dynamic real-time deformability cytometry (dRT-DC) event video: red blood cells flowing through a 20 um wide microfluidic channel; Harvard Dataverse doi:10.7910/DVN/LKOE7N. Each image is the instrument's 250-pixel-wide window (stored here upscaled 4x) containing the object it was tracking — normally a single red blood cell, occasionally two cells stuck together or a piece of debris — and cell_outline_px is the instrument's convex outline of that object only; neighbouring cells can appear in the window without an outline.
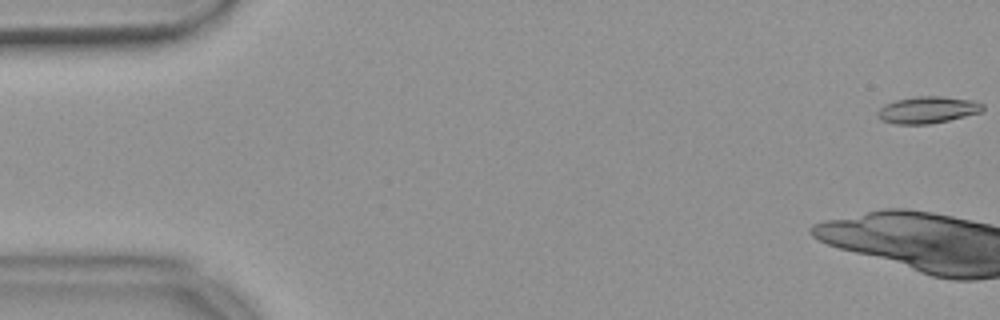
{"species": "common noctule bat (a hibernating species)", "species_latin": "Nyctalus noctula", "temperature_condition": "warm", "stored_images_in_passage": 12, "camera_frame_rate_fps": 3000, "um_per_image_px": 0.085, "animal": {"sex": "female", "body_mass_g": 18.4}, "frame": {"image": 1, "passage_image": 1, "time_ms": 0.0, "image_size_px": [1000, 320], "cell_outline_px": [[984, 108], [980, 112], [948, 120], [928, 124], [896, 124], [880, 120], [876, 116], [876, 112], [884, 104], [896, 100], [916, 96], [940, 96], [972, 100], [984, 104]], "centroid_in_image_um": [78.8, 9.33], "position_along_channel_um": 6.2, "area_um2": 16.42}}